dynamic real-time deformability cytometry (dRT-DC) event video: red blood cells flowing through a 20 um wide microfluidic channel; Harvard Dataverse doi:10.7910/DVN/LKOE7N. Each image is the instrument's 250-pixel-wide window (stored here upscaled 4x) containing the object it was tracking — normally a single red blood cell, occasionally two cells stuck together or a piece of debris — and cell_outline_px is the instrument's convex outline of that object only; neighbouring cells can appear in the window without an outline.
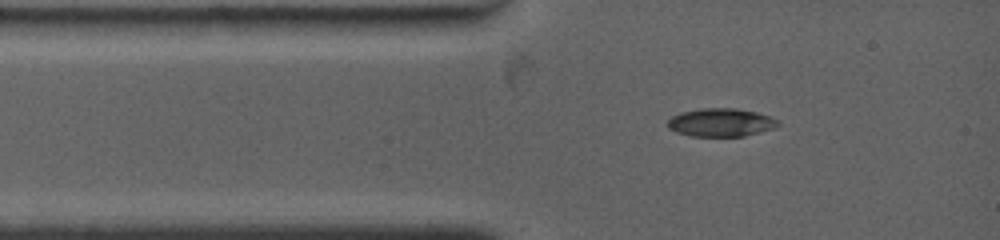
{"species": "common noctule bat (a hibernating species)", "species_latin": "Nyctalus noctula", "temperature_condition": "warm", "stored_images_in_passage": 2, "camera_frame_rate_fps": 4500, "um_per_image_px": 0.085, "animal": {"sex": "female", "body_mass_g": 19.0, "forearm_length_mm": 53.3}, "frame": {"image": 1, "passage_image": 1, "time_ms": 0.0, "image_size_px": [1000, 240], "cell_outline_px": [[780, 124], [772, 128], [760, 132], [744, 136], [692, 136], [676, 132], [668, 128], [668, 120], [672, 116], [680, 112], [700, 108], [736, 108], [756, 112], [768, 116], [776, 120]], "centroid_in_image_um": [61.23, 10.4], "position_along_channel_um": 23.8, "area_um2": 18.03}}